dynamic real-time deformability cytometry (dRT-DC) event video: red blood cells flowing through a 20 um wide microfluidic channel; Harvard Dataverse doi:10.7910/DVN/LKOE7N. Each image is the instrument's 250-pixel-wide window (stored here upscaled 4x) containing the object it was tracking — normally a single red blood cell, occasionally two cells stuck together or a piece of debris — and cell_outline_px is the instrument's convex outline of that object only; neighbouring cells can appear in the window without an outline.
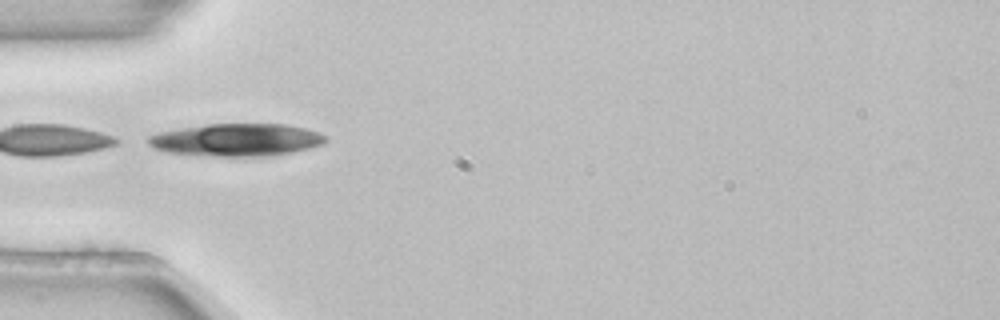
{"species": "common noctule bat (a hibernating species)", "species_latin": "Nyctalus noctula", "temperature_condition": "room temperature", "stored_images_in_passage": 6, "camera_frame_rate_fps": 3000, "um_per_image_px": 0.085, "animal": {"sex": "female", "body_mass_g": 22.7, "forearm_length_mm": 54.2}, "frame": {"image": 1, "passage_image": 4, "time_ms": 1.0, "image_size_px": [1000, 320], "cell_outline_px": [[328, 140], [324, 144], [292, 152], [272, 156], [216, 156], [168, 152], [152, 148], [148, 144], [148, 136], [156, 132], [180, 128], [208, 124], [288, 124], [320, 132], [328, 136]], "centroid_in_image_um": [20.13, 11.88], "position_along_channel_um": 64.9, "area_um2": 33.87}}